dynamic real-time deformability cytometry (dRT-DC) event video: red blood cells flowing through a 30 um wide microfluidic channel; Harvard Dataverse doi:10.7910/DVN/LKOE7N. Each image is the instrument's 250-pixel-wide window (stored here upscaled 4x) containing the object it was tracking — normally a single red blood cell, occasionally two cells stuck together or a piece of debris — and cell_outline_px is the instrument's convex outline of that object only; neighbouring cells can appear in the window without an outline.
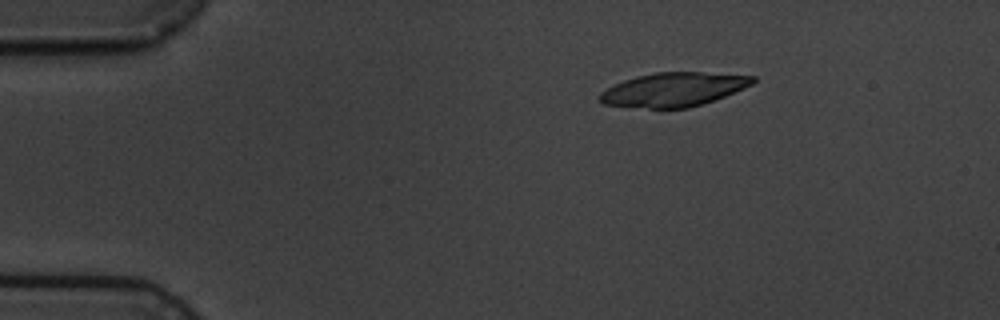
{"species": "common noctule bat (a hibernating species)", "species_latin": "Nyctalus noctula", "temperature_condition": "cold", "stored_images_in_passage": 3, "camera_frame_rate_fps": 3000, "um_per_image_px": 0.085, "animal": {"sex": "male", "body_mass_g": 19.5, "forearm_length_mm": 54.6}, "frame": {"image": 1, "passage_image": 1, "time_ms": 0.0, "image_size_px": [1000, 320], "cell_outline_px": [[756, 80], [752, 84], [744, 88], [704, 104], [688, 108], [648, 108], [604, 104], [596, 96], [600, 92], [624, 80], [636, 76], [656, 72], [700, 72], [756, 76]], "centroid_in_image_um": [57.26, 7.61], "position_along_channel_um": 27.7, "area_um2": 30.11}}